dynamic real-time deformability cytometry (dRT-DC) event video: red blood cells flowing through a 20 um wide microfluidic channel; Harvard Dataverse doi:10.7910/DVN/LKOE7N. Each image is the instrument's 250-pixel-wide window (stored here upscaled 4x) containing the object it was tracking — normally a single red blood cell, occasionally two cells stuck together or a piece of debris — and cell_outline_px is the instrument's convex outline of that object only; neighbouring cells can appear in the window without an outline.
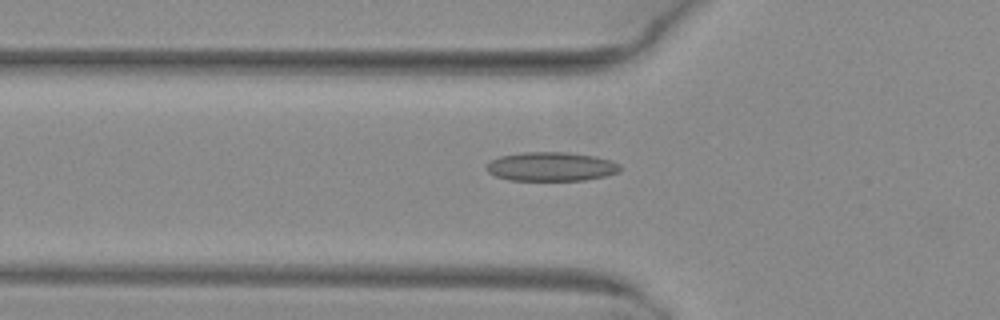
{"species": "common noctule bat (a hibernating species)", "species_latin": "Nyctalus noctula", "temperature_condition": "warm", "stored_images_in_passage": 30, "camera_frame_rate_fps": 3000, "um_per_image_px": 0.085, "animal": {"sex": "female", "body_mass_g": 29.2, "forearm_length_mm": 56.3}, "frame": {"image": 1, "passage_image": 6, "time_ms": 1.667, "image_size_px": [1000, 320], "cell_outline_px": [[620, 172], [604, 176], [584, 180], [508, 180], [496, 176], [488, 172], [488, 164], [492, 160], [500, 156], [524, 152], [568, 152], [596, 156], [612, 160], [620, 164]], "centroid_in_image_um": [46.89, 14.15], "position_along_channel_um": 78.9, "area_um2": 22.54}}
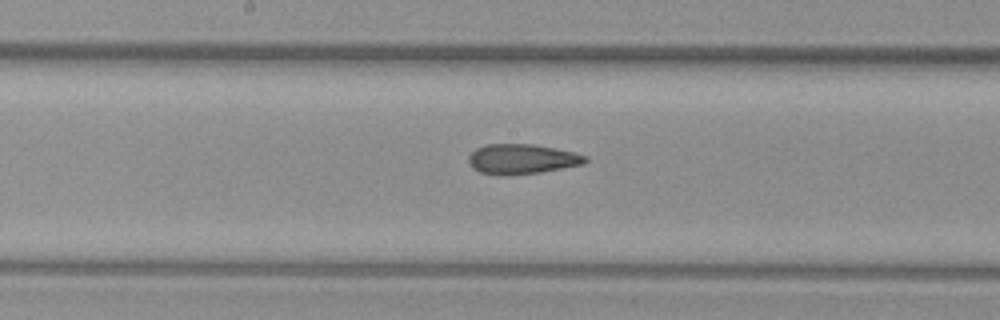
{"frame": {"image": 2, "passage_image": 15, "time_ms": 4.667, "image_size_px": [1000, 320], "cell_outline_px": [[588, 160], [584, 164], [540, 172], [504, 176], [500, 176], [480, 172], [472, 168], [468, 164], [468, 156], [476, 148], [484, 144], [536, 144], [576, 152], [588, 156]], "centroid_in_image_um": [44.36, 13.51], "position_along_channel_um": 203.8, "area_um2": 20.75}}
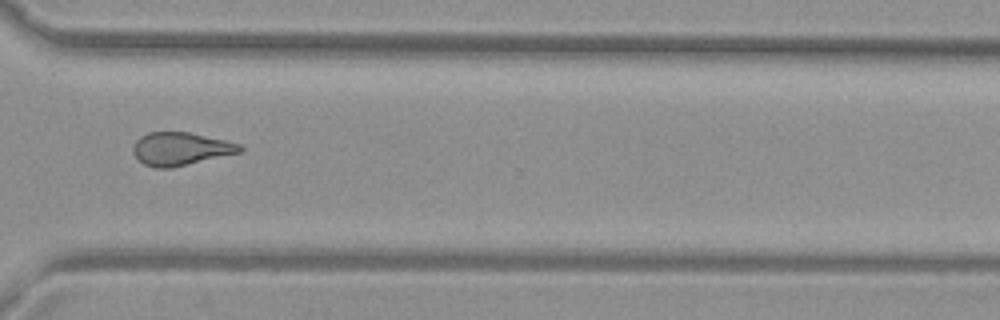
{"frame": {"image": 3, "passage_image": 26, "time_ms": 8.333, "image_size_px": [1000, 320], "cell_outline_px": [[244, 148], [240, 152], [172, 168], [156, 168], [144, 164], [132, 152], [132, 148], [136, 140], [140, 136], [148, 132], [188, 132], [224, 140], [240, 144]], "centroid_in_image_um": [15.32, 12.65], "position_along_channel_um": 355.3, "area_um2": 20.4}, "authors_computed_cell_mechanics": {"area_um2": 20.5768, "velocity_mm_per_s": 4.1397, "shape_relaxation_time_tau1_ms": null, "shape_relaxation_time_tau2_ms": 2.9645, "deformation_change_tau1": null, "deformation_change_tau2": 0.1073}}